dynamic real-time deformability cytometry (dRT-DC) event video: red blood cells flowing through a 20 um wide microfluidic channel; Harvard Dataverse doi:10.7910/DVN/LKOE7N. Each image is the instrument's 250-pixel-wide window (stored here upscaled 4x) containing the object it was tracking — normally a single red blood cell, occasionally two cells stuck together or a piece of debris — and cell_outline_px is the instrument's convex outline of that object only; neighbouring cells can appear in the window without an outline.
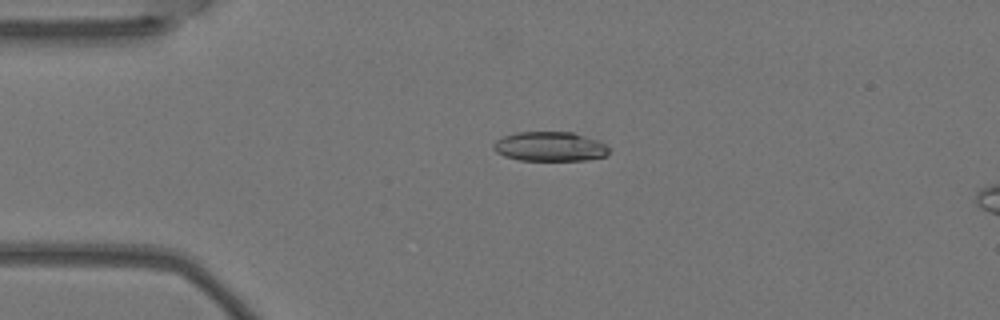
{"species": "Egyptian fruit bat (a non-hibernating species)", "species_latin": "Rousettus aegyptiacus", "temperature_condition": "warm", "stored_images_in_passage": 5, "camera_frame_rate_fps": 3000, "um_per_image_px": 0.085, "animal": {"sex": "female"}, "frame": {"image": 1, "passage_image": 4, "time_ms": 1.0, "image_size_px": [1000, 320], "cell_outline_px": [[608, 152], [604, 156], [588, 160], [520, 160], [504, 156], [496, 152], [492, 148], [492, 144], [496, 140], [504, 136], [516, 132], [572, 132], [596, 140], [604, 144], [608, 148]], "centroid_in_image_um": [46.69, 12.45], "position_along_channel_um": 38.3, "area_um2": 19.71}}